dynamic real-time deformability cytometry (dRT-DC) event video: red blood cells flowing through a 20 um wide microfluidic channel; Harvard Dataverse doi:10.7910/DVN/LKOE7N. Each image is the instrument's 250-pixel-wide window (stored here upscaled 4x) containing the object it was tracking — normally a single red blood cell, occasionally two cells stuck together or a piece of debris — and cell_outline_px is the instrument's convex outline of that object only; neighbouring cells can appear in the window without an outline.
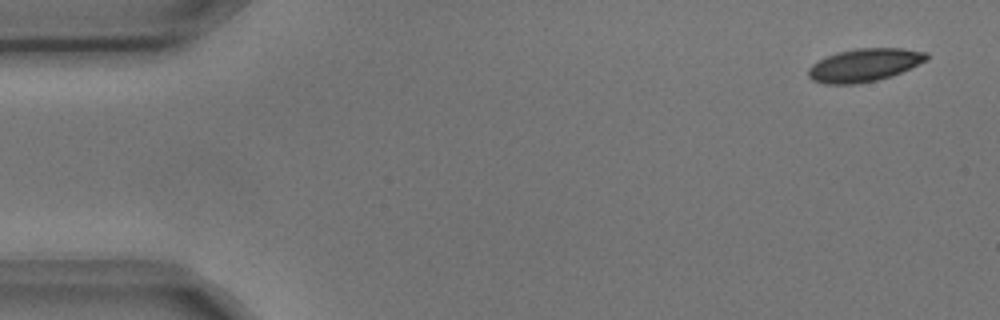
{"species": "common noctule bat (a hibernating species)", "species_latin": "Nyctalus noctula", "temperature_condition": "cold", "stored_images_in_passage": 4, "camera_frame_rate_fps": 3000, "um_per_image_px": 0.085, "animal": {"sex": "male", "body_mass_g": 17.9, "forearm_length_mm": 54.2}, "frame": {"image": 1, "passage_image": 1, "time_ms": 0.0, "image_size_px": [1000, 320], "cell_outline_px": [[928, 60], [892, 76], [876, 80], [856, 84], [824, 84], [812, 80], [808, 76], [808, 68], [812, 64], [828, 56], [840, 52], [856, 48], [900, 48], [928, 52]], "centroid_in_image_um": [73.48, 5.53], "position_along_channel_um": 11.5, "area_um2": 22.66}}